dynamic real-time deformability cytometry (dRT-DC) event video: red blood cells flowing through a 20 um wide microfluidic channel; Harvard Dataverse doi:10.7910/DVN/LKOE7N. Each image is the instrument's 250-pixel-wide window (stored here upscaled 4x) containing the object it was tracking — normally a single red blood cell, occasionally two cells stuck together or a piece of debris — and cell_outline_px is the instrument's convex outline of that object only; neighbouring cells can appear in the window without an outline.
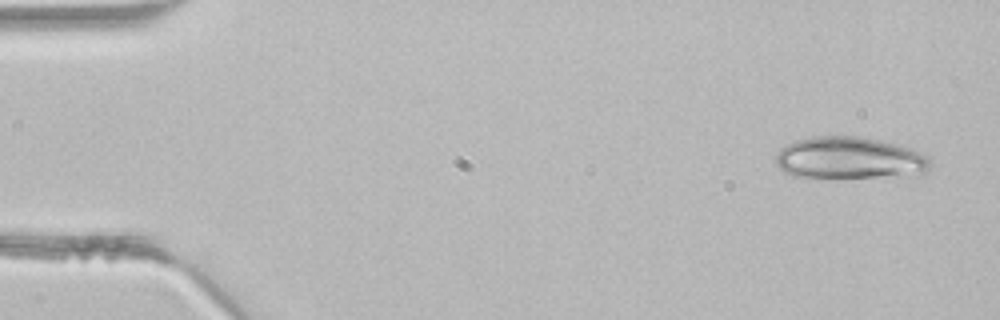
{"species": "common noctule bat (a hibernating species)", "species_latin": "Nyctalus noctula", "temperature_condition": "room temperature", "stored_images_in_passage": 2, "camera_frame_rate_fps": 3000, "um_per_image_px": 0.085, "animal": {"sex": "male", "body_mass_g": 21.5, "forearm_length_mm": 52.0}, "frame": {"image": 1, "passage_image": 1, "time_ms": 0.0, "image_size_px": [1000, 320], "cell_outline_px": [[928, 168], [924, 176], [792, 176], [784, 172], [776, 164], [776, 152], [780, 148], [796, 140], [812, 136], [860, 136], [880, 140], [912, 148], [924, 156], [928, 160]], "centroid_in_image_um": [72.2, 13.42], "position_along_channel_um": 12.8, "area_um2": 37.51}}